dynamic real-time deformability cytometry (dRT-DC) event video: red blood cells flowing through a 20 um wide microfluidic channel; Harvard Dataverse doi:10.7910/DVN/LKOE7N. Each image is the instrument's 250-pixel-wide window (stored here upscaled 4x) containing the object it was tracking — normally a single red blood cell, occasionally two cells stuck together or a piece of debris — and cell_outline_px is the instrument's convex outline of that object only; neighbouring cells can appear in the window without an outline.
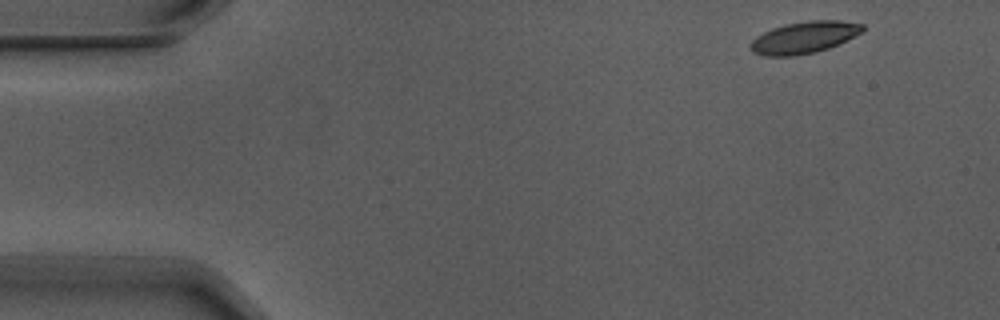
{"species": "Egyptian fruit bat (a non-hibernating species)", "species_latin": "Rousettus aegyptiacus", "temperature_condition": "warm", "stored_images_in_passage": 4, "camera_frame_rate_fps": 3000, "um_per_image_px": 0.085, "animal": {"sex": "male"}, "frame": {"image": 1, "passage_image": 1, "time_ms": 0.0, "image_size_px": [1000, 320], "cell_outline_px": [[864, 32], [856, 36], [828, 48], [816, 52], [796, 56], [764, 56], [752, 52], [748, 44], [756, 36], [772, 28], [784, 24], [808, 20], [840, 20], [864, 24]], "centroid_in_image_um": [68.35, 3.18], "position_along_channel_um": 16.7, "area_um2": 21.1}}
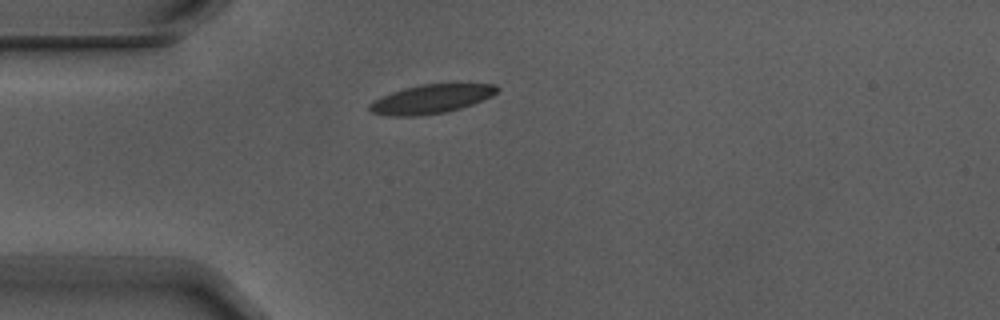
{"frame": {"image": 2, "passage_image": 4, "time_ms": 1.0, "image_size_px": [1000, 320], "cell_outline_px": [[500, 88], [492, 96], [472, 104], [460, 108], [444, 112], [416, 116], [388, 116], [368, 112], [368, 104], [392, 92], [404, 88], [420, 84], [496, 84]], "centroid_in_image_um": [36.62, 8.42], "position_along_channel_um": 48.4, "area_um2": 21.33}}